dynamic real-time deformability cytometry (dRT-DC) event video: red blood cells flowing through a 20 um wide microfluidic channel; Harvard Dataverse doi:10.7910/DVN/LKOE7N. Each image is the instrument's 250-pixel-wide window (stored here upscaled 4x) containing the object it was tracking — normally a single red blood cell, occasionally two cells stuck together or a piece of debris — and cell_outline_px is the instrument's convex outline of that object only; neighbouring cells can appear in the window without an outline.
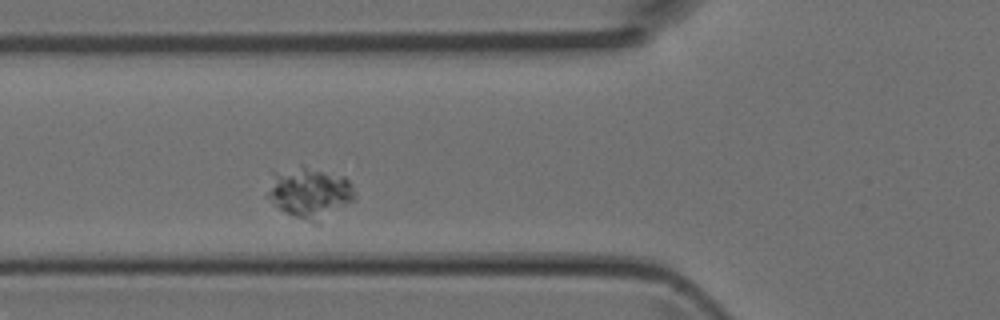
{"species": "Egyptian fruit bat (a non-hibernating species)", "species_latin": "Rousettus aegyptiacus", "temperature_condition": "room temperature", "stored_images_in_passage": 2, "camera_frame_rate_fps": 3000, "um_per_image_px": 0.085, "animal": {"sex": "female"}, "frame": {"image": 1, "passage_image": 2, "time_ms": 0.333, "image_size_px": [1000, 320], "cell_outline_px": [[356, 196], [352, 200], [320, 224], [316, 224], [284, 212], [272, 204], [264, 196], [272, 168], [300, 164], [304, 164], [344, 176], [348, 180]], "centroid_in_image_um": [26.2, 16.32], "position_along_channel_um": 99.6, "area_um2": 27.22}}